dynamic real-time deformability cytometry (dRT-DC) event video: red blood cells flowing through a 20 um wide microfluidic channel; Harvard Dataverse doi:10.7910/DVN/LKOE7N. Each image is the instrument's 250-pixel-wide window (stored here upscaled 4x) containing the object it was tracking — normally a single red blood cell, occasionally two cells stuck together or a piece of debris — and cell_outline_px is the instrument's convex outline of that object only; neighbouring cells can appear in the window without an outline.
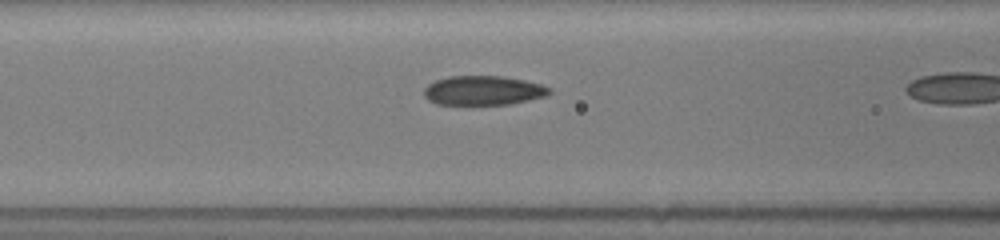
{"species": "common noctule bat (a hibernating species)", "species_latin": "Nyctalus noctula", "temperature_condition": "room temperature", "stored_images_in_passage": 12, "camera_frame_rate_fps": 3000, "um_per_image_px": 0.085, "animal": {"sex": "female", "body_mass_g": 19.5, "forearm_length_mm": 54.1}, "frame": {"image": 1, "passage_image": 9, "time_ms": 1.0, "image_size_px": [1000, 240], "cell_outline_px": [[552, 92], [548, 96], [508, 104], [472, 108], [436, 104], [428, 100], [424, 96], [424, 88], [428, 84], [436, 80], [448, 76], [500, 76], [524, 80], [540, 84], [552, 88]], "centroid_in_image_um": [41.04, 7.75], "position_along_channel_um": 125.6, "area_um2": 22.48}}